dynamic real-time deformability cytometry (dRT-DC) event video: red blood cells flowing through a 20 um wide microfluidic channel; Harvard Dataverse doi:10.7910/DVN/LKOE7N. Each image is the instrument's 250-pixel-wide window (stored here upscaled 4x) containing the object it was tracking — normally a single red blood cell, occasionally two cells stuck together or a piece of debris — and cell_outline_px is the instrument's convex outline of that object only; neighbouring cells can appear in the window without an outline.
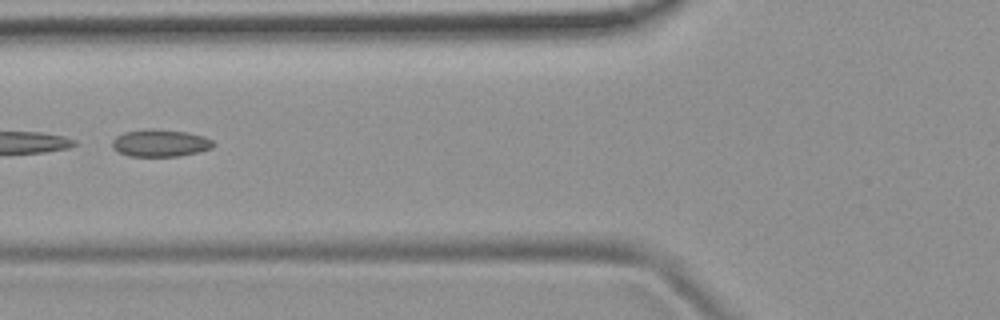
{"species": "common noctule bat (a hibernating species)", "species_latin": "Nyctalus noctula", "temperature_condition": "room temperature", "stored_images_in_passage": 7, "camera_frame_rate_fps": 3000, "um_per_image_px": 0.085, "animal": {"sex": "female", "body_mass_g": 19.9}, "frame": {"image": 1, "passage_image": 6, "time_ms": 6.0, "image_size_px": [1000, 320], "cell_outline_px": [[216, 144], [212, 148], [200, 152], [180, 156], [128, 156], [112, 148], [112, 140], [116, 136], [124, 132], [152, 128], [188, 132], [204, 136], [212, 140]], "centroid_in_image_um": [13.65, 12.16], "position_along_channel_um": 112.2, "area_um2": 16.24}}
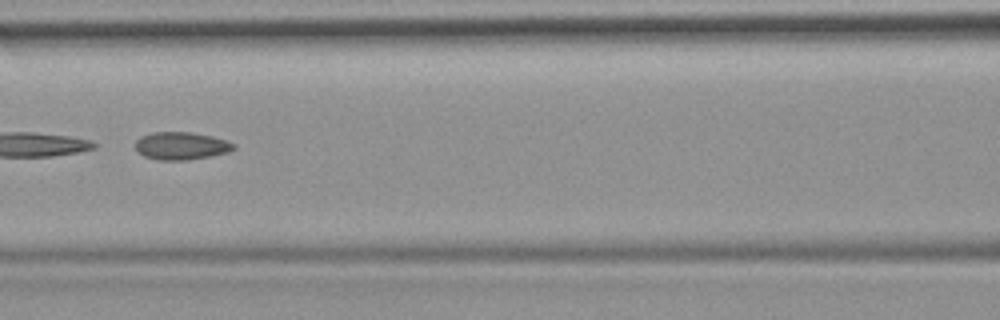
{"frame": {"image": 2, "passage_image": 7, "time_ms": 7.0, "image_size_px": [1000, 320], "cell_outline_px": [[236, 148], [228, 152], [212, 156], [188, 160], [160, 160], [144, 156], [136, 152], [136, 140], [140, 136], [152, 132], [188, 132], [212, 136], [236, 144]], "centroid_in_image_um": [15.39, 12.4], "position_along_channel_um": 151.2, "area_um2": 15.95}}